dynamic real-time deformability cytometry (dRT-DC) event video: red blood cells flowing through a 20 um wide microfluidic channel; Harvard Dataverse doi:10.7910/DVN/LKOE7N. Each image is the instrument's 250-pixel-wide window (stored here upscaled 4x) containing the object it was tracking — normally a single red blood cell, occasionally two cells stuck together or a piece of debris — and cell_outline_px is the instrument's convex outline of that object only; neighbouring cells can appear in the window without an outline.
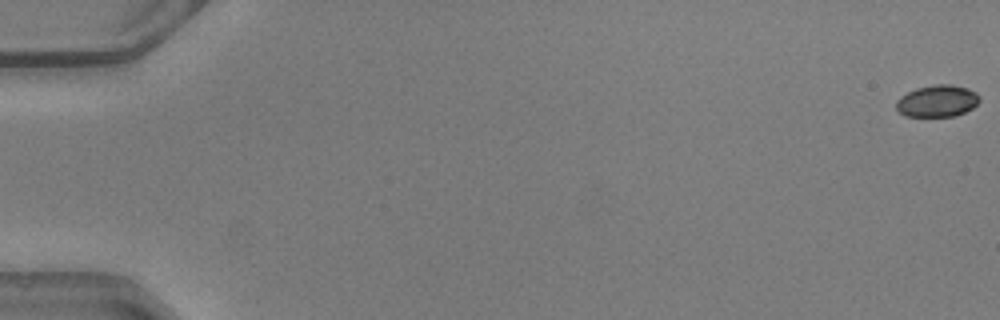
{"species": "common noctule bat (a hibernating species)", "species_latin": "Nyctalus noctula", "temperature_condition": "warm", "stored_images_in_passage": 51, "camera_frame_rate_fps": 3000, "um_per_image_px": 0.085, "animal": {"sex": "male", "body_mass_g": 20.5, "forearm_length_mm": 52.5}, "frame": {"image": 1, "passage_image": 1, "time_ms": 0.0, "image_size_px": [1000, 320], "cell_outline_px": [[980, 100], [972, 108], [956, 116], [904, 116], [896, 108], [896, 100], [900, 96], [916, 88], [936, 84], [952, 84], [968, 88], [976, 92], [980, 96]], "centroid_in_image_um": [79.67, 8.57], "position_along_channel_um": 5.3, "area_um2": 15.55}}
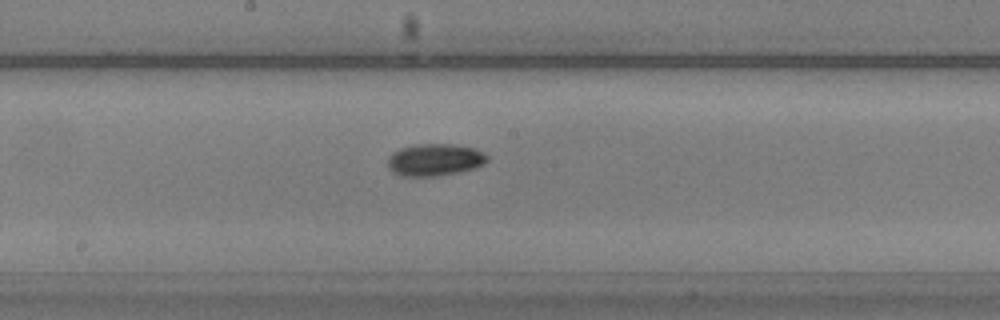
{"frame": {"image": 2, "passage_image": 29, "time_ms": 9.333, "image_size_px": [1000, 320], "cell_outline_px": [[488, 160], [484, 164], [472, 168], [456, 172], [436, 176], [400, 176], [392, 172], [388, 168], [388, 156], [392, 152], [400, 148], [416, 144], [456, 144], [476, 148], [484, 152], [488, 156]], "centroid_in_image_um": [36.94, 13.57], "position_along_channel_um": 211.3, "area_um2": 18.79}}
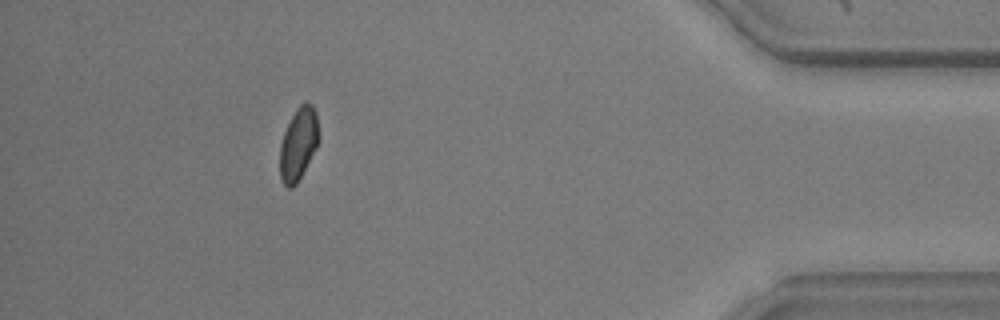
{"frame": {"image": 3, "passage_image": 47, "time_ms": 15.333, "image_size_px": [1000, 320], "cell_outline_px": [[320, 140], [316, 148], [296, 184], [292, 188], [288, 188], [284, 184], [280, 176], [280, 144], [284, 132], [296, 108], [304, 100], [312, 104], [316, 112]], "centroid_in_image_um": [25.38, 12.19], "position_along_channel_um": 409.8, "area_um2": 16.47}, "authors_computed_cell_mechanics": {"area_um2": 17.1088, "velocity_mm_per_s": 4.1187, "shape_relaxation_time_tau1_ms": 2.2076, "shape_relaxation_time_tau2_ms": 5.3437, "deformation_change_tau1": 0.1376, "deformation_change_tau2": 0.0769}}